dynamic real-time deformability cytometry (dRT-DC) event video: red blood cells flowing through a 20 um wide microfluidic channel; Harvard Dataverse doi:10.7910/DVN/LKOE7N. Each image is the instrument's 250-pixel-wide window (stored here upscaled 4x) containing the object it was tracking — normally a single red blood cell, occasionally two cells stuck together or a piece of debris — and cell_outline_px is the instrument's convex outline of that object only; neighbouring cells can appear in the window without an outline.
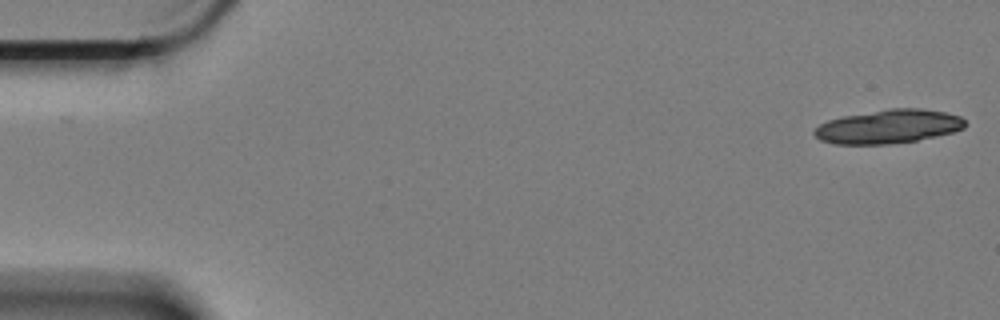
{"species": "Egyptian fruit bat (a non-hibernating species)", "species_latin": "Rousettus aegyptiacus", "temperature_condition": "cold", "stored_images_in_passage": 21, "camera_frame_rate_fps": 3000, "um_per_image_px": 0.085, "animal": {"sex": "female"}, "frame": {"image": 1, "passage_image": 1, "time_ms": 0.0, "image_size_px": [1000, 320], "cell_outline_px": [[968, 124], [964, 128], [952, 132], [936, 136], [916, 140], [888, 144], [832, 144], [820, 140], [812, 132], [820, 124], [828, 120], [844, 116], [888, 108], [920, 108], [944, 112], [960, 116]], "centroid_in_image_um": [75.51, 10.75], "position_along_channel_um": 9.5, "area_um2": 29.65}}